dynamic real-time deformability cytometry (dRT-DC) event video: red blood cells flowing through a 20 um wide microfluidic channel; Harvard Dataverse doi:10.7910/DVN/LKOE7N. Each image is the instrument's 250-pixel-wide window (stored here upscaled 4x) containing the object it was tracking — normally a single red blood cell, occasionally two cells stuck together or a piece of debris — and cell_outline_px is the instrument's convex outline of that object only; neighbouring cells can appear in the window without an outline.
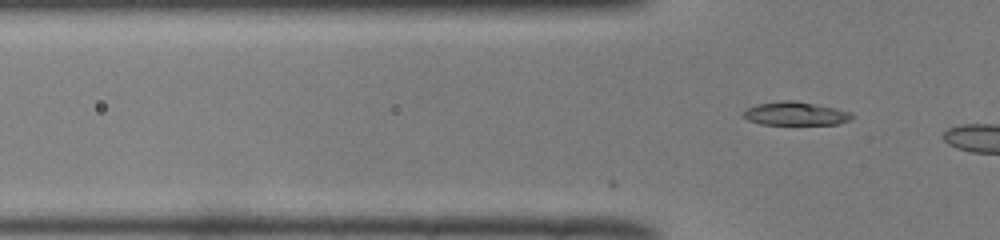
{"species": "common noctule bat (a hibernating species)", "species_latin": "Nyctalus noctula", "temperature_condition": "room temperature", "stored_images_in_passage": 2, "camera_frame_rate_fps": 3000, "um_per_image_px": 0.085, "animal": {"sex": "male", "body_mass_g": 19.0, "forearm_length_mm": 50.8}, "frame": {"image": 1, "passage_image": 2, "time_ms": 0.333, "image_size_px": [1000, 240], "cell_outline_px": [[852, 116], [848, 120], [836, 124], [760, 124], [748, 120], [740, 116], [748, 108], [756, 104], [780, 100], [792, 100], [816, 104], [836, 108], [852, 112]], "centroid_in_image_um": [67.57, 9.65], "position_along_channel_um": 58.2, "area_um2": 14.8}}